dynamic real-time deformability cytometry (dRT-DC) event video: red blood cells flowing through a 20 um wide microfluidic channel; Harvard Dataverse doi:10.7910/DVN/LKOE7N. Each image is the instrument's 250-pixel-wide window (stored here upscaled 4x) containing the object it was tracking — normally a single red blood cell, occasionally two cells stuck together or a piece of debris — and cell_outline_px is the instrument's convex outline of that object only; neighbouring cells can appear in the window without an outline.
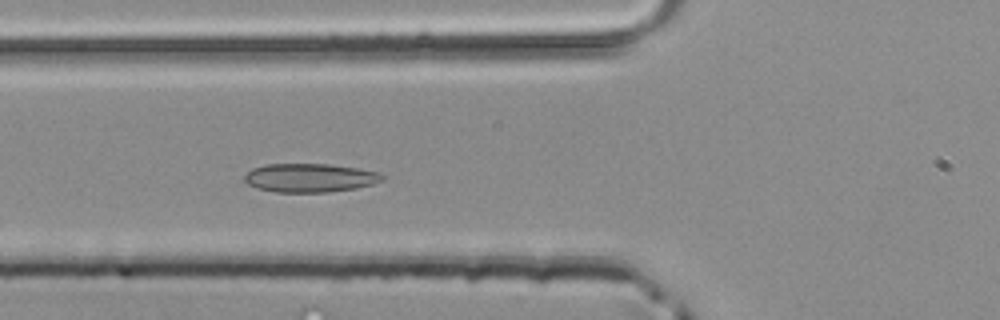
{"species": "common noctule bat (a hibernating species)", "species_latin": "Nyctalus noctula", "temperature_condition": "room temperature", "stored_images_in_passage": 45, "camera_frame_rate_fps": 3000, "um_per_image_px": 0.085, "animal": {"sex": "male", "body_mass_g": 20.4}, "frame": {"image": 1, "passage_image": 15, "time_ms": 4.667, "image_size_px": [1000, 320], "cell_outline_px": [[388, 176], [384, 180], [372, 184], [356, 188], [328, 192], [276, 192], [256, 188], [248, 184], [244, 180], [244, 176], [252, 168], [264, 164], [328, 164], [360, 168], [380, 172]], "centroid_in_image_um": [26.38, 15.11], "position_along_channel_um": 99.4, "area_um2": 23.29}}
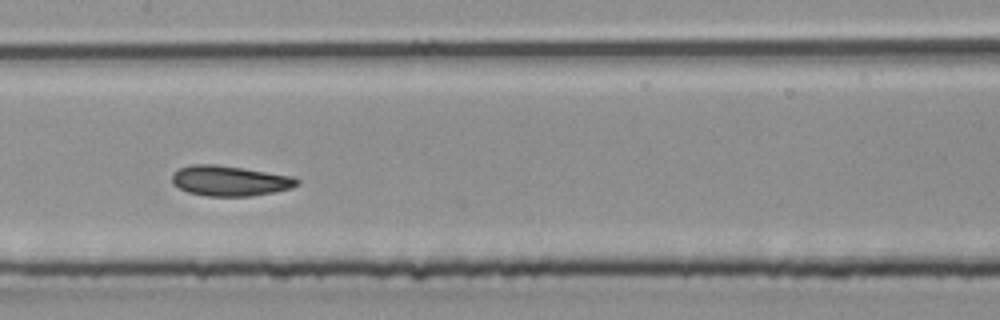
{"frame": {"image": 2, "passage_image": 21, "time_ms": 6.667, "image_size_px": [1000, 320], "cell_outline_px": [[300, 184], [292, 188], [272, 192], [248, 196], [208, 196], [188, 192], [172, 184], [172, 172], [180, 168], [192, 164], [212, 164], [244, 168], [292, 176], [300, 180]], "centroid_in_image_um": [19.53, 15.36], "position_along_channel_um": 187.9, "area_um2": 22.02}}
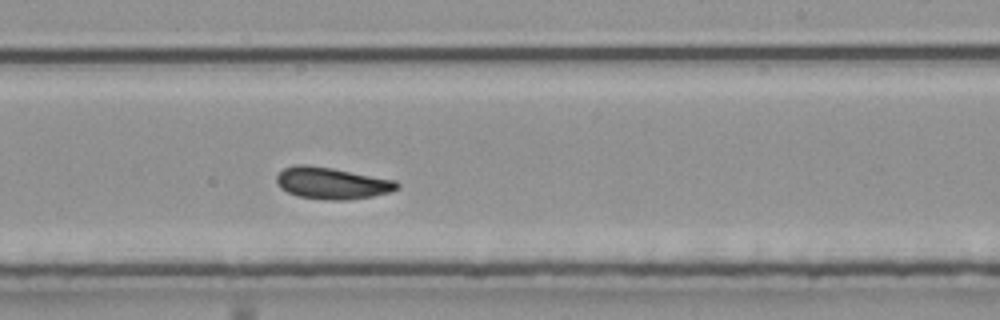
{"frame": {"image": 3, "passage_image": 26, "time_ms": 8.333, "image_size_px": [1000, 320], "cell_outline_px": [[400, 188], [392, 192], [372, 196], [348, 200], [328, 200], [300, 196], [288, 192], [280, 188], [276, 180], [276, 176], [284, 168], [296, 164], [304, 164], [332, 168], [396, 180], [400, 184]], "centroid_in_image_um": [28.25, 15.57], "position_along_channel_um": 260.8, "area_um2": 22.31}}